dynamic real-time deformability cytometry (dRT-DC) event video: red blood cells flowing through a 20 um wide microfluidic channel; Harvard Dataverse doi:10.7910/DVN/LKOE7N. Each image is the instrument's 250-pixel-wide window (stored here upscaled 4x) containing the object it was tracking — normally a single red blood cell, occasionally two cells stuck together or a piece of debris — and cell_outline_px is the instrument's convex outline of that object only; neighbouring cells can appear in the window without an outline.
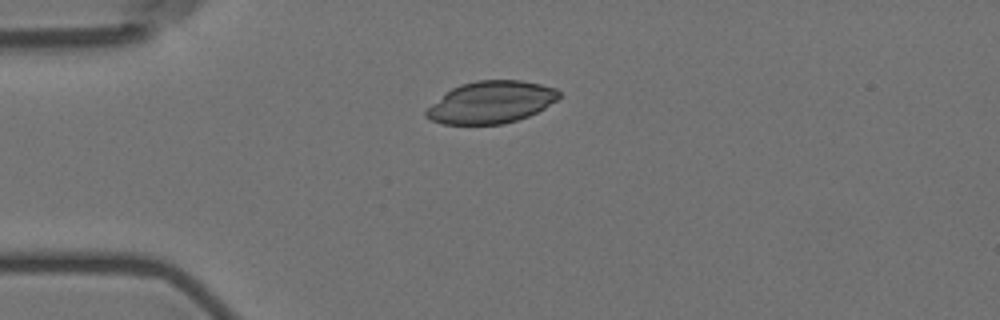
{"species": "Egyptian fruit bat (a non-hibernating species)", "species_latin": "Rousettus aegyptiacus", "temperature_condition": "room temperature", "stored_images_in_passage": 7, "camera_frame_rate_fps": 3000, "um_per_image_px": 0.085, "animal": {"sex": "female"}, "frame": {"image": 1, "passage_image": 2, "time_ms": 1.0, "image_size_px": [1000, 320], "cell_outline_px": [[560, 96], [556, 100], [544, 108], [528, 116], [504, 124], [444, 124], [432, 120], [424, 116], [424, 112], [432, 104], [452, 88], [460, 84], [476, 80], [520, 80], [540, 84], [556, 88], [560, 92]], "centroid_in_image_um": [41.74, 8.69], "position_along_channel_um": 43.3, "area_um2": 32.37}}
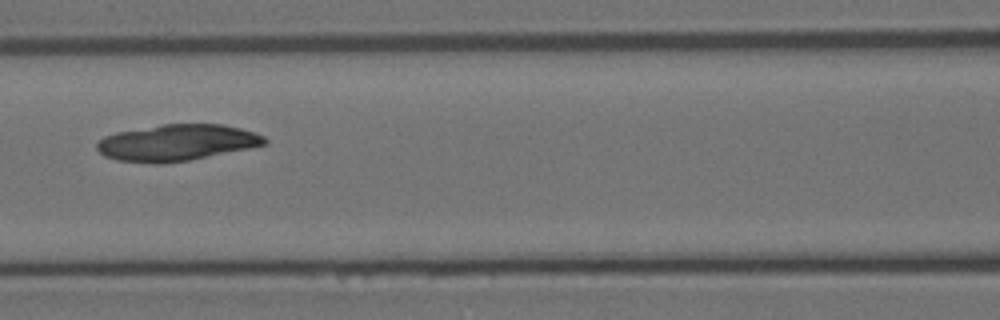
{"frame": {"image": 2, "passage_image": 5, "time_ms": 4.667, "image_size_px": [1000, 320], "cell_outline_px": [[268, 144], [188, 160], [156, 164], [152, 164], [116, 160], [104, 156], [96, 148], [96, 144], [104, 136], [116, 132], [164, 124], [224, 124], [240, 128], [264, 136], [268, 140]], "centroid_in_image_um": [15.01, 12.12], "position_along_channel_um": 151.6, "area_um2": 35.37}}
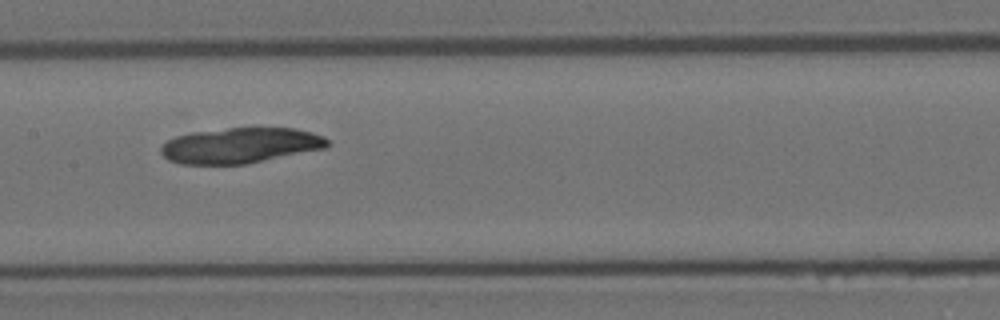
{"frame": {"image": 3, "passage_image": 6, "time_ms": 5.667, "image_size_px": [1000, 320], "cell_outline_px": [[328, 148], [248, 164], [180, 164], [168, 160], [160, 152], [160, 148], [168, 140], [176, 136], [192, 132], [228, 128], [296, 128], [312, 132], [324, 136], [328, 140]], "centroid_in_image_um": [20.46, 12.37], "position_along_channel_um": 186.9, "area_um2": 34.68}}